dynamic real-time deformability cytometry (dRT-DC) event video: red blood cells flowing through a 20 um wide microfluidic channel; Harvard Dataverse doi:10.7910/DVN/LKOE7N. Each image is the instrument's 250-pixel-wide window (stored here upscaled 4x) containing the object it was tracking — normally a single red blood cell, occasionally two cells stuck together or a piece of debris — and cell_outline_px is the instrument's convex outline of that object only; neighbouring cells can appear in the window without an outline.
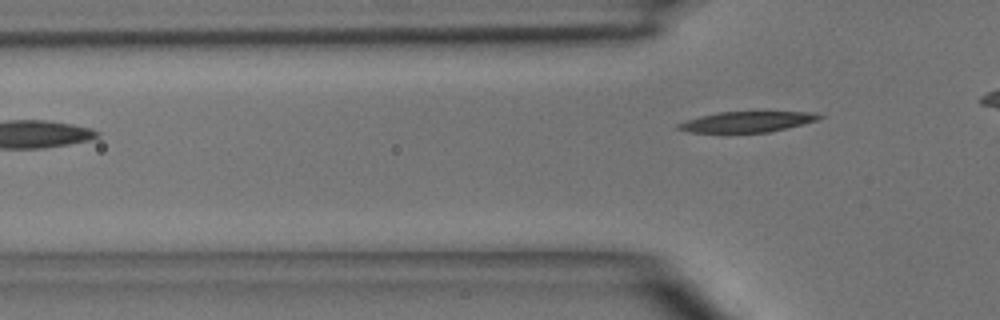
{"species": "common noctule bat (a hibernating species)", "species_latin": "Nyctalus noctula", "temperature_condition": "room temperature", "stored_images_in_passage": 5, "camera_frame_rate_fps": 3000, "um_per_image_px": 0.085, "animal": {"sex": "male", "body_mass_g": 15.6}, "frame": {"image": 1, "passage_image": 5, "time_ms": 5.667, "image_size_px": [1000, 320], "cell_outline_px": [[824, 116], [816, 120], [804, 124], [768, 132], [692, 132], [676, 128], [676, 124], [700, 116], [720, 112], [816, 112]], "centroid_in_image_um": [63.53, 10.34], "position_along_channel_um": 62.3, "area_um2": 16.65}}